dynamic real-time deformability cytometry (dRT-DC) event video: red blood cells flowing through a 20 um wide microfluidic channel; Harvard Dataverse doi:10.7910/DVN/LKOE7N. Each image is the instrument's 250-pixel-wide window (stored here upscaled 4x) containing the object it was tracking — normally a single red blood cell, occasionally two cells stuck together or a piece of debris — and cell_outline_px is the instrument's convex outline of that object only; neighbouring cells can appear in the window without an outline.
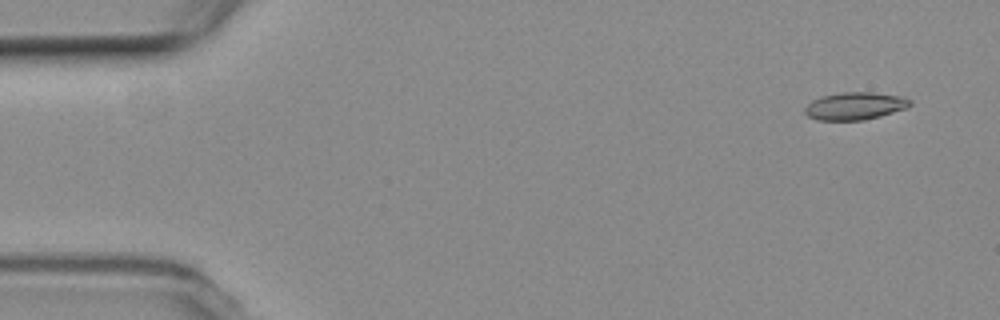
{"species": "common noctule bat (a hibernating species)", "species_latin": "Nyctalus noctula", "temperature_condition": "room temperature", "stored_images_in_passage": 12, "camera_frame_rate_fps": 3000, "um_per_image_px": 0.085, "animal": {"sex": "female", "body_mass_g": 19.3, "forearm_length_mm": 54.1}, "frame": {"image": 1, "passage_image": 1, "time_ms": 0.0, "image_size_px": [1000, 320], "cell_outline_px": [[912, 104], [908, 108], [880, 116], [864, 120], [816, 120], [808, 116], [804, 112], [804, 108], [812, 100], [824, 96], [840, 92], [872, 92], [900, 96], [912, 100]], "centroid_in_image_um": [72.69, 9.01], "position_along_channel_um": 12.3, "area_um2": 16.94}}
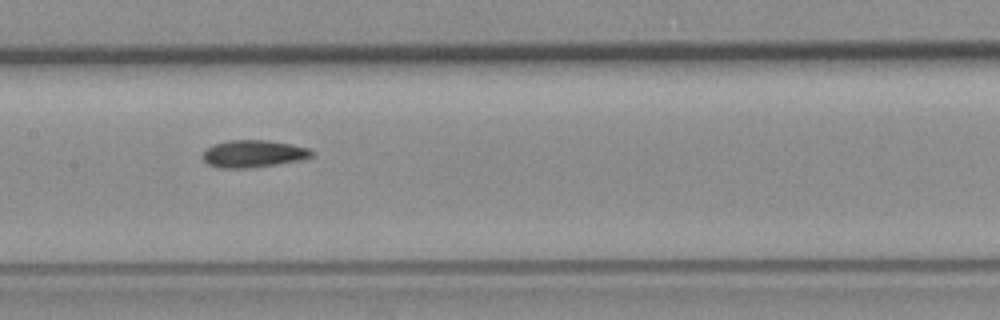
{"frame": {"image": 2, "passage_image": 7, "time_ms": 8.0, "image_size_px": [1000, 320], "cell_outline_px": [[312, 156], [300, 160], [252, 168], [216, 168], [208, 164], [204, 160], [204, 148], [212, 144], [228, 140], [268, 140], [292, 144], [308, 148], [312, 152]], "centroid_in_image_um": [21.49, 13.06], "position_along_channel_um": 185.9, "area_um2": 17.4}}
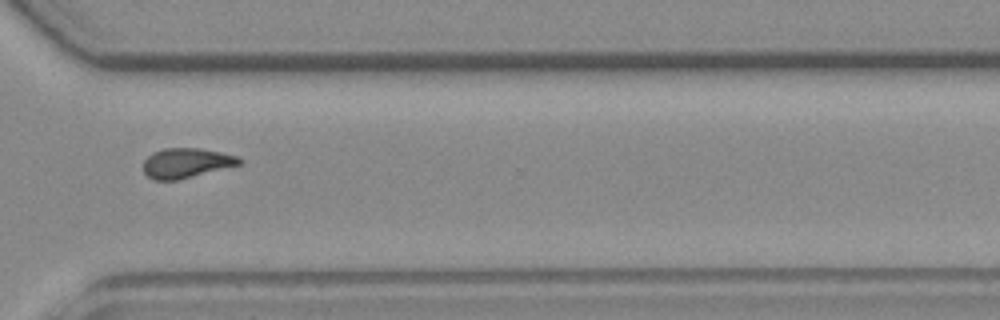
{"frame": {"image": 3, "passage_image": 11, "time_ms": 12.667, "image_size_px": [1000, 320], "cell_outline_px": [[244, 160], [240, 164], [180, 180], [152, 180], [144, 172], [144, 160], [152, 152], [164, 148], [200, 148], [240, 156]], "centroid_in_image_um": [15.84, 13.85], "position_along_channel_um": 354.8, "area_um2": 16.82}}